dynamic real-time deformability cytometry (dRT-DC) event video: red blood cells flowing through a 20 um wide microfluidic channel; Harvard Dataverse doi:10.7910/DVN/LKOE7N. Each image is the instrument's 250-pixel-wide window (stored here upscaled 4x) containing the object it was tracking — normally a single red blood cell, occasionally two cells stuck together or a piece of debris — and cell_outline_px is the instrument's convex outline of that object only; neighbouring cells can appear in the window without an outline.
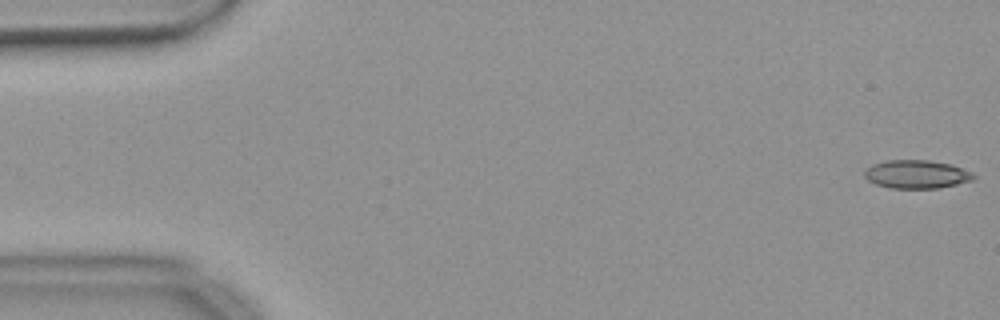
{"species": "common noctule bat (a hibernating species)", "species_latin": "Nyctalus noctula", "temperature_condition": "warm", "stored_images_in_passage": 55, "camera_frame_rate_fps": 3000, "um_per_image_px": 0.085, "animal": {"sex": "female", "body_mass_g": 18.4}, "frame": {"image": 1, "passage_image": 1, "time_ms": 0.0, "image_size_px": [1000, 320], "cell_outline_px": [[976, 176], [972, 180], [940, 188], [892, 188], [876, 184], [868, 180], [864, 176], [864, 168], [872, 164], [884, 160], [928, 160], [952, 164], [972, 172]], "centroid_in_image_um": [77.88, 14.8], "position_along_channel_um": 7.1, "area_um2": 18.15}}
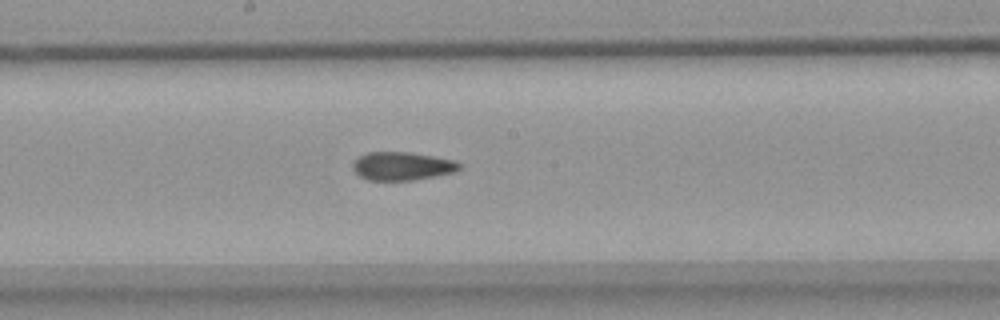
{"frame": {"image": 2, "passage_image": 29, "time_ms": 9.333, "image_size_px": [1000, 320], "cell_outline_px": [[464, 168], [456, 172], [412, 180], [368, 180], [360, 176], [352, 168], [352, 164], [360, 156], [368, 152], [408, 152], [456, 160], [464, 164]], "centroid_in_image_um": [34.26, 14.12], "position_along_channel_um": 213.9, "area_um2": 17.69}}
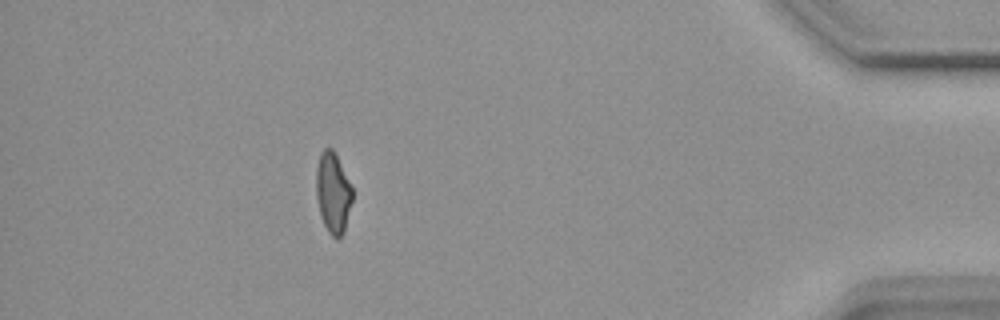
{"frame": {"image": 3, "passage_image": 49, "time_ms": 16.0, "image_size_px": [1000, 320], "cell_outline_px": [[352, 200], [344, 232], [336, 240], [328, 232], [320, 216], [316, 196], [316, 168], [320, 152], [324, 148], [332, 148], [352, 188]], "centroid_in_image_um": [28.28, 16.41], "position_along_channel_um": 406.9, "area_um2": 16.88}, "authors_computed_cell_mechanics": {"area_um2": 18.1492, "velocity_mm_per_s": 3.6929, "shape_relaxation_time_tau1_ms": null, "shape_relaxation_time_tau2_ms": 2.6104, "deformation_change_tau1": null, "deformation_change_tau2": 0.1076}}